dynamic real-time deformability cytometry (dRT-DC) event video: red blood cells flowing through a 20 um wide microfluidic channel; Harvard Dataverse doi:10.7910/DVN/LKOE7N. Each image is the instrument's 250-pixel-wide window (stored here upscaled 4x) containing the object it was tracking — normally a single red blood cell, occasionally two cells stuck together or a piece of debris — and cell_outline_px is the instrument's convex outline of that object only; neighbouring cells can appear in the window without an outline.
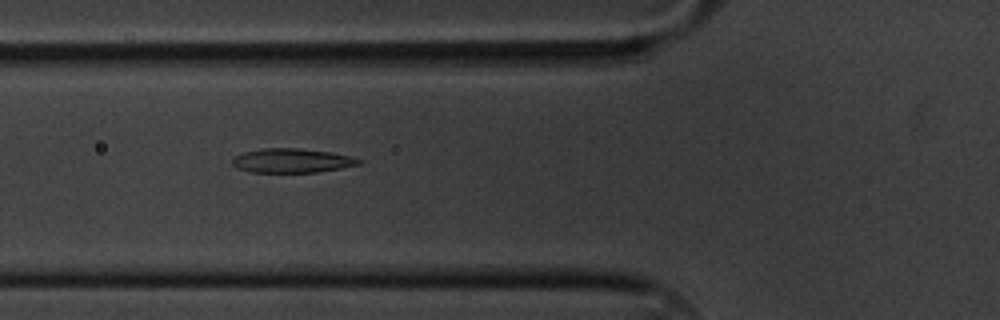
{"species": "common noctule bat (a hibernating species)", "species_latin": "Nyctalus noctula", "temperature_condition": "cold", "stored_images_in_passage": 8, "camera_frame_rate_fps": 3000, "um_per_image_px": 0.085, "animal": {"sex": "male", "body_mass_g": 20.1, "forearm_length_mm": 53.5}, "frame": {"image": 1, "passage_image": 6, "time_ms": 1.667, "image_size_px": [1000, 320], "cell_outline_px": [[360, 164], [340, 168], [316, 172], [248, 172], [236, 168], [232, 164], [232, 160], [236, 156], [244, 152], [264, 148], [300, 148], [332, 152], [352, 156], [360, 160]], "centroid_in_image_um": [24.79, 13.65], "position_along_channel_um": 101.0, "area_um2": 17.8}}
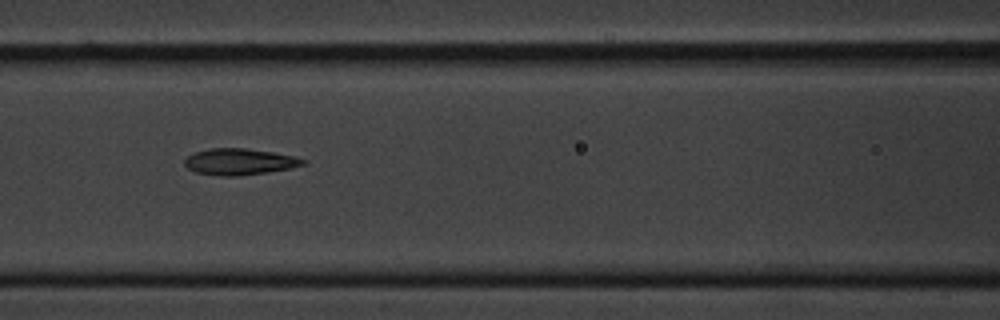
{"frame": {"image": 2, "passage_image": 7, "time_ms": 2.0, "image_size_px": [1000, 320], "cell_outline_px": [[308, 160], [304, 164], [288, 168], [264, 172], [236, 176], [220, 176], [196, 172], [188, 168], [184, 164], [184, 160], [188, 156], [196, 152], [212, 148], [248, 148], [296, 156]], "centroid_in_image_um": [20.35, 13.73], "position_along_channel_um": 146.2, "area_um2": 17.98}}
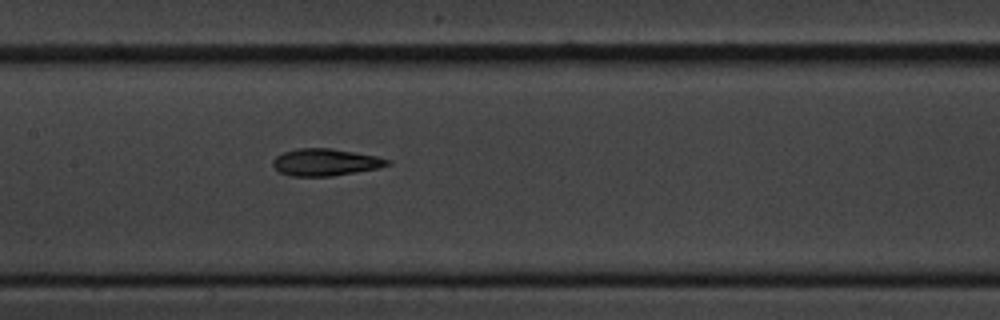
{"frame": {"image": 3, "passage_image": 8, "time_ms": 2.333, "image_size_px": [1000, 320], "cell_outline_px": [[392, 164], [380, 168], [332, 176], [288, 176], [280, 172], [272, 164], [272, 160], [276, 156], [284, 152], [300, 148], [332, 148], [376, 156], [392, 160]], "centroid_in_image_um": [27.69, 13.79], "position_along_channel_um": 179.7, "area_um2": 18.15}}